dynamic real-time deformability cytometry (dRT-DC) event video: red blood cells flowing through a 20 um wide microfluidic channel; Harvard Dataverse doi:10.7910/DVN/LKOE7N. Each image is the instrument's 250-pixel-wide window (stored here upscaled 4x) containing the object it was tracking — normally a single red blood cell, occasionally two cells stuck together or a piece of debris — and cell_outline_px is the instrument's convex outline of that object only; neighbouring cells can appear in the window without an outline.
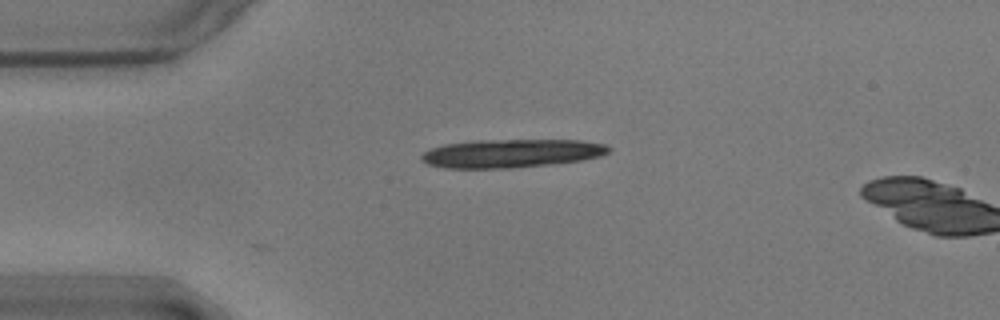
{"species": "common noctule bat (a hibernating species)", "species_latin": "Nyctalus noctula", "temperature_condition": "warm", "stored_images_in_passage": 3, "camera_frame_rate_fps": 3000, "um_per_image_px": 0.085, "animal": {"sex": "male", "body_mass_g": 17.9}, "frame": {"image": 1, "passage_image": 1, "time_ms": 0.0, "image_size_px": [1000, 320], "cell_outline_px": [[612, 152], [600, 156], [580, 160], [552, 164], [512, 168], [444, 168], [428, 164], [420, 160], [420, 156], [424, 152], [432, 148], [448, 144], [472, 140], [580, 140], [608, 144], [612, 148]], "centroid_in_image_um": [43.51, 13.03], "position_along_channel_um": 41.5, "area_um2": 31.21}}